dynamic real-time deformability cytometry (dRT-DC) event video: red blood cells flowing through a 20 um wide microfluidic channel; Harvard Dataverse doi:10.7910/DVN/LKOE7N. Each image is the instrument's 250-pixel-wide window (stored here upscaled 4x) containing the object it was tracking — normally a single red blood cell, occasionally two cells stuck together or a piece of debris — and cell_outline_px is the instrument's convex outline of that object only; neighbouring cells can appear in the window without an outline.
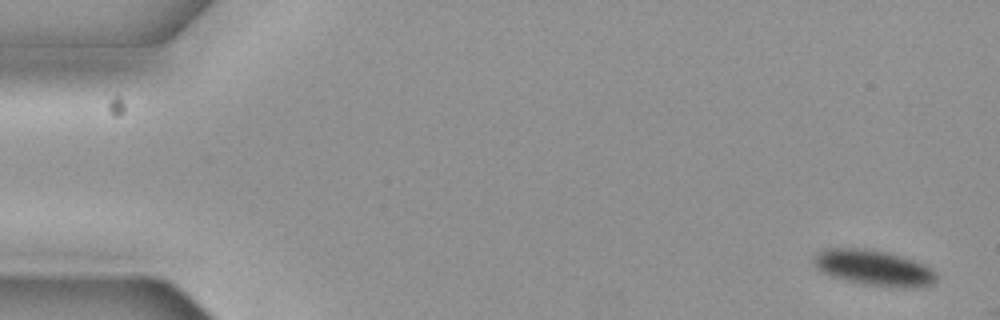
{"species": "common noctule bat (a hibernating species)", "species_latin": "Nyctalus noctula", "temperature_condition": "cold", "stored_images_in_passage": 4, "camera_frame_rate_fps": 3000, "um_per_image_px": 0.085, "animal": {"sex": "female", "body_mass_g": 19.3, "forearm_length_mm": 54.1}, "frame": {"image": 1, "passage_image": 1, "time_ms": 0.0, "image_size_px": [1000, 320], "cell_outline_px": [[936, 280], [932, 284], [924, 288], [900, 288], [864, 284], [832, 276], [820, 272], [816, 268], [812, 260], [812, 256], [816, 252], [824, 248], [864, 248], [884, 252], [900, 256], [924, 264], [932, 268], [936, 272]], "centroid_in_image_um": [74.26, 22.77], "position_along_channel_um": 10.7, "area_um2": 25.72}}